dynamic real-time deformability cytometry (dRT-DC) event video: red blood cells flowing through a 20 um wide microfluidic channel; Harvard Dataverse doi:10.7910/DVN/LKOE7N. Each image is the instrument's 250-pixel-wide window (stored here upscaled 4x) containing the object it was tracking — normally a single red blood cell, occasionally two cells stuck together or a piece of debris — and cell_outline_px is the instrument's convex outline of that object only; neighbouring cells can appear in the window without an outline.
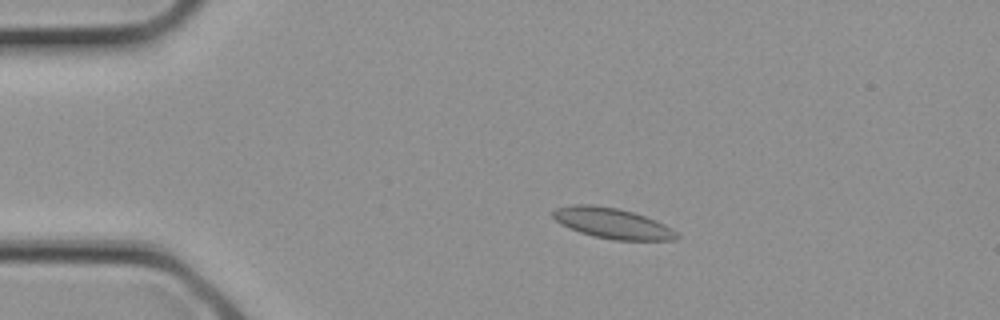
{"species": "common noctule bat (a hibernating species)", "species_latin": "Nyctalus noctula", "temperature_condition": "cold", "stored_images_in_passage": 20, "camera_frame_rate_fps": 3000, "um_per_image_px": 0.085, "animal": {"sex": "female", "body_mass_g": 21.9}, "frame": {"image": 1, "passage_image": 5, "time_ms": 1.333, "image_size_px": [1000, 320], "cell_outline_px": [[680, 236], [676, 240], [612, 240], [592, 236], [568, 228], [560, 224], [552, 216], [552, 212], [556, 208], [572, 204], [592, 204], [616, 208], [632, 212], [656, 220], [672, 228]], "centroid_in_image_um": [52.04, 18.98], "position_along_channel_um": 33.0, "area_um2": 22.14}}
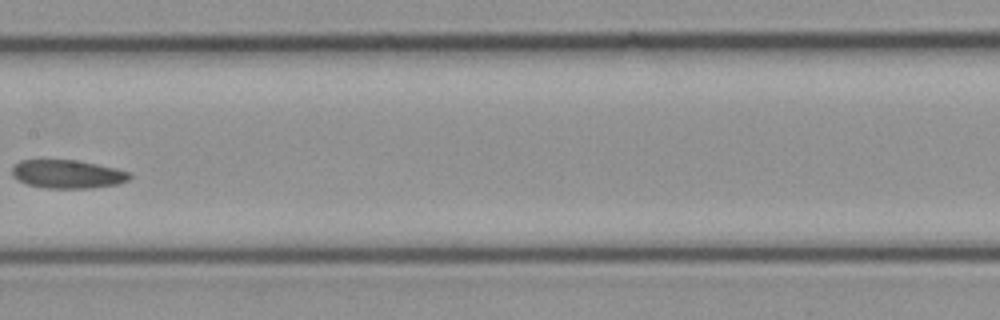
{"frame": {"image": 2, "passage_image": 14, "time_ms": 4.333, "image_size_px": [1000, 320], "cell_outline_px": [[132, 176], [128, 180], [120, 184], [92, 188], [48, 188], [28, 184], [12, 176], [12, 168], [20, 160], [80, 160], [116, 168], [132, 172]], "centroid_in_image_um": [5.81, 14.79], "position_along_channel_um": 201.6, "area_um2": 19.59}}
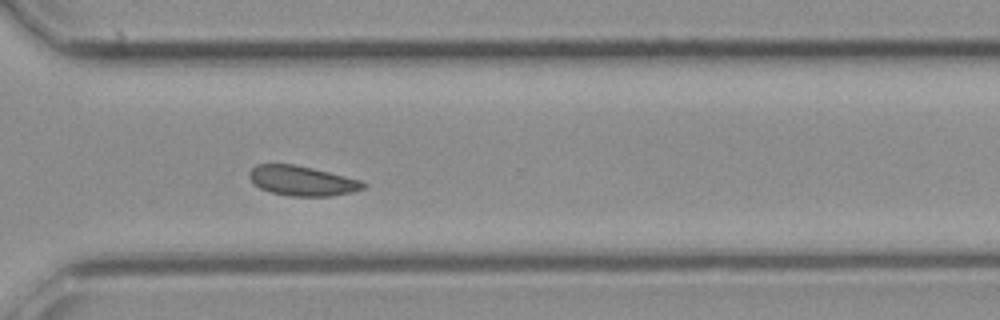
{"frame": {"image": 3, "passage_image": 20, "time_ms": 6.333, "image_size_px": [1000, 320], "cell_outline_px": [[368, 184], [364, 188], [352, 192], [332, 196], [288, 196], [272, 192], [260, 188], [252, 184], [248, 176], [248, 172], [256, 164], [296, 164], [364, 180]], "centroid_in_image_um": [25.69, 15.36], "position_along_channel_um": 344.9, "area_um2": 20.17}}